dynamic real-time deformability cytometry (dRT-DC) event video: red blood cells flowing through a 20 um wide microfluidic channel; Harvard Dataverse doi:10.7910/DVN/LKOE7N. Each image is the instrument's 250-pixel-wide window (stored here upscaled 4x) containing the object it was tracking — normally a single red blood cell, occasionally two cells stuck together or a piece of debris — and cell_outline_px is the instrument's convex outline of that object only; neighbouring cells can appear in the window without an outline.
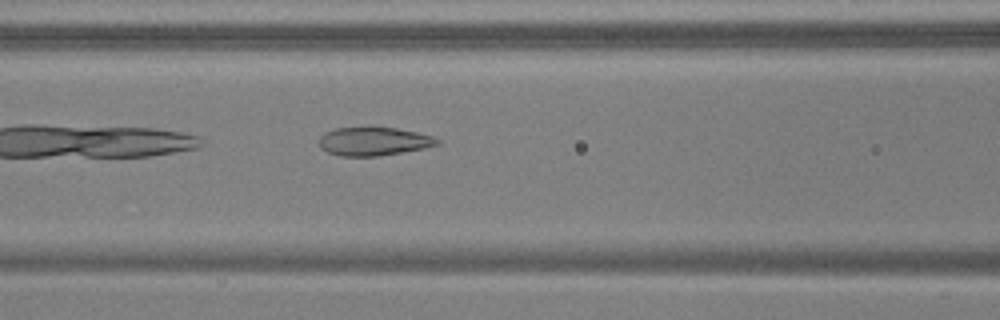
{"species": "common noctule bat (a hibernating species)", "species_latin": "Nyctalus noctula", "temperature_condition": "warm", "stored_images_in_passage": 34, "camera_frame_rate_fps": 3000, "um_per_image_px": 0.085, "animal": {"sex": "male", "body_mass_g": 17.9, "forearm_length_mm": 54.2}, "frame": {"image": 1, "passage_image": 6, "time_ms": 1.667, "image_size_px": [1000, 320], "cell_outline_px": [[440, 144], [424, 148], [376, 156], [340, 156], [328, 152], [320, 148], [320, 136], [324, 132], [336, 128], [396, 128], [416, 132], [432, 136], [440, 140]], "centroid_in_image_um": [31.75, 12.02], "position_along_channel_um": 134.8, "area_um2": 19.31}}
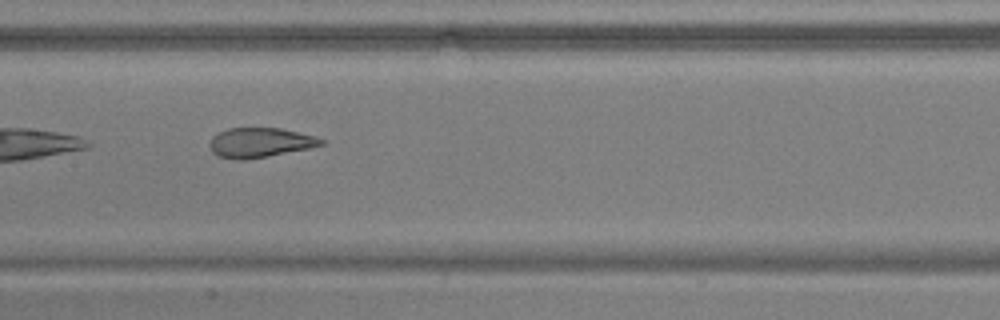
{"frame": {"image": 2, "passage_image": 10, "time_ms": 3.0, "image_size_px": [1000, 320], "cell_outline_px": [[324, 144], [308, 148], [244, 160], [236, 160], [220, 156], [212, 152], [208, 144], [212, 136], [228, 128], [280, 128], [316, 136], [324, 140]], "centroid_in_image_um": [22.07, 12.11], "position_along_channel_um": 185.3, "area_um2": 19.07}}
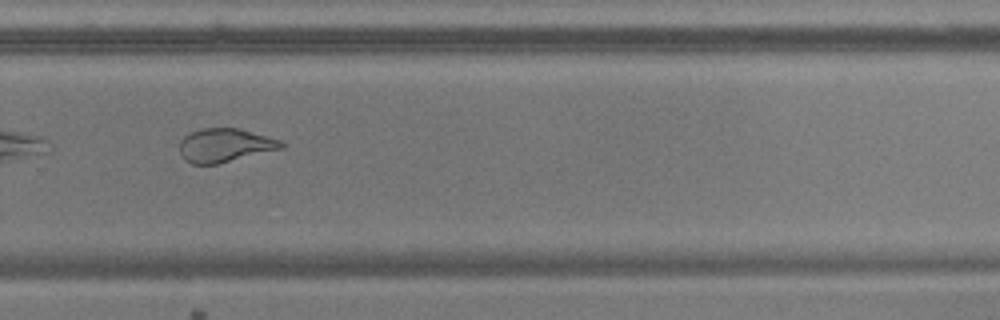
{"frame": {"image": 3, "passage_image": 20, "time_ms": 6.333, "image_size_px": [1000, 320], "cell_outline_px": [[284, 148], [220, 164], [192, 164], [184, 160], [180, 152], [180, 140], [184, 136], [200, 128], [240, 128], [280, 140], [284, 144]], "centroid_in_image_um": [19.12, 12.36], "position_along_channel_um": 310.7, "area_um2": 20.11}, "authors_computed_cell_mechanics": {"area_um2": 21.1837, "velocity_mm_per_s": 3.7866, "shape_relaxation_time_tau1_ms": null, "shape_relaxation_time_tau2_ms": 1.1291, "deformation_change_tau1": null, "deformation_change_tau2": 0.0818}}